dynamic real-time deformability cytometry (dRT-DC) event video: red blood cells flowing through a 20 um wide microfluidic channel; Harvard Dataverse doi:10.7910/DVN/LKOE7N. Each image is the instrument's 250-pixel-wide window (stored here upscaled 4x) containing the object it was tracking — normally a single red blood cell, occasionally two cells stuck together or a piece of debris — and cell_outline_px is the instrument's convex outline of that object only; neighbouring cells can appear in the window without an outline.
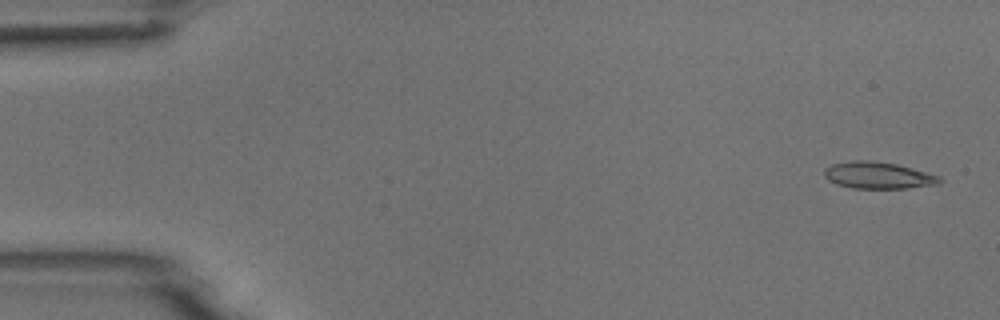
{"species": "common noctule bat (a hibernating species)", "species_latin": "Nyctalus noctula", "temperature_condition": "room temperature", "stored_images_in_passage": 6, "camera_frame_rate_fps": 3000, "um_per_image_px": 0.085, "animal": {"sex": "male", "body_mass_g": 18.8}, "frame": {"image": 1, "passage_image": 1, "time_ms": 0.0, "image_size_px": [1000, 320], "cell_outline_px": [[944, 180], [940, 184], [908, 188], [852, 188], [836, 184], [828, 180], [824, 176], [824, 168], [832, 164], [852, 160], [868, 160], [896, 164], [940, 176]], "centroid_in_image_um": [74.64, 14.91], "position_along_channel_um": 10.4, "area_um2": 18.03}}
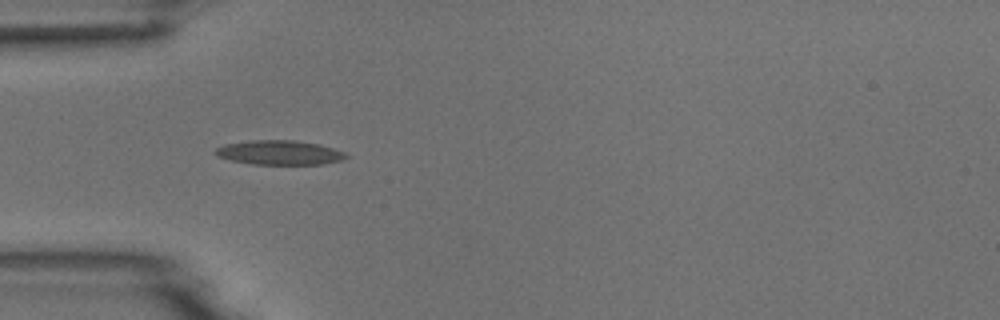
{"frame": {"image": 2, "passage_image": 5, "time_ms": 4.667, "image_size_px": [1000, 320], "cell_outline_px": [[348, 156], [340, 160], [324, 164], [252, 164], [232, 160], [216, 156], [212, 152], [216, 148], [224, 144], [248, 140], [296, 140], [320, 144], [344, 152]], "centroid_in_image_um": [23.71, 12.96], "position_along_channel_um": 61.3, "area_um2": 18.61}}